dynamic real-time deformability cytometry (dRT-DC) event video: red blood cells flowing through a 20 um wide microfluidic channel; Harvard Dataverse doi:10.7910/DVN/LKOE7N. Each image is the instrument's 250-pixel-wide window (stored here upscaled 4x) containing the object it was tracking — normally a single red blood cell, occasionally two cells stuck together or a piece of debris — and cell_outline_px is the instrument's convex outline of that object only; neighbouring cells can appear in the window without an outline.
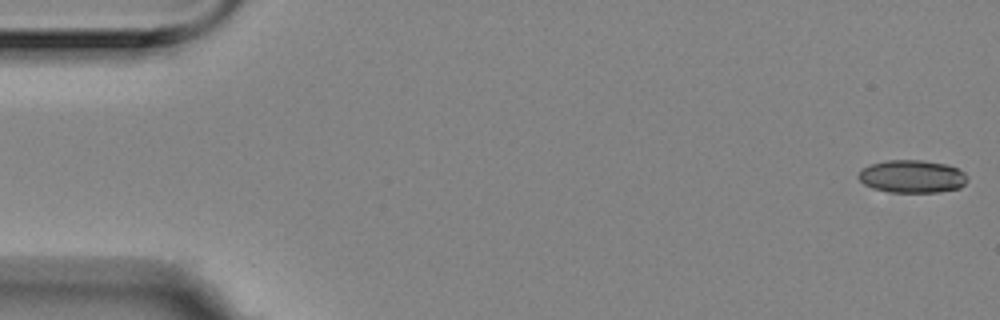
{"species": "Egyptian fruit bat (a non-hibernating species)", "species_latin": "Rousettus aegyptiacus", "temperature_condition": "room temperature", "stored_images_in_passage": 56, "camera_frame_rate_fps": 3000, "um_per_image_px": 0.085, "animal": {"sex": "female"}, "frame": {"image": 1, "passage_image": 1, "time_ms": 0.0, "image_size_px": [1000, 320], "cell_outline_px": [[968, 180], [960, 188], [940, 192], [888, 192], [872, 188], [864, 184], [856, 176], [864, 168], [872, 164], [888, 160], [920, 160], [944, 164], [956, 168], [964, 172], [968, 176]], "centroid_in_image_um": [77.54, 15.01], "position_along_channel_um": 7.5, "area_um2": 20.75}}
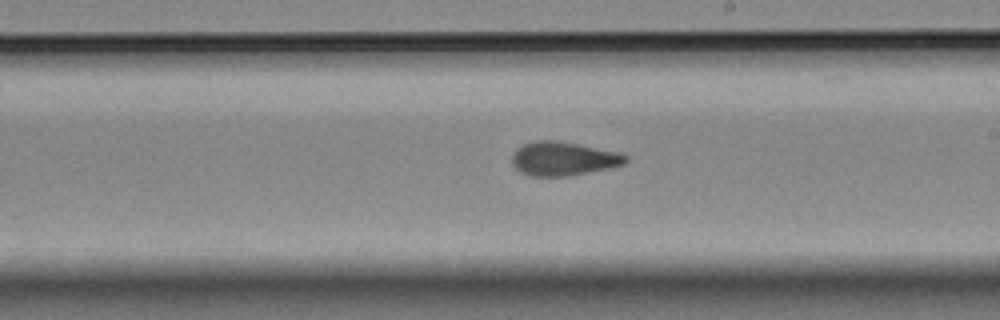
{"frame": {"image": 2, "passage_image": 32, "time_ms": 10.333, "image_size_px": [1000, 320], "cell_outline_px": [[628, 160], [624, 164], [608, 168], [568, 176], [532, 176], [520, 172], [512, 164], [512, 156], [516, 148], [524, 144], [536, 140], [556, 140], [616, 152], [628, 156]], "centroid_in_image_um": [47.84, 13.49], "position_along_channel_um": 241.2, "area_um2": 22.14}}
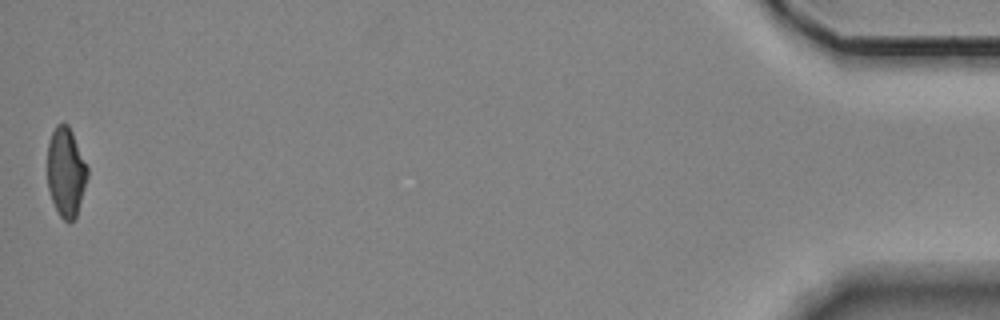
{"frame": {"image": 3, "passage_image": 56, "time_ms": 18.333, "image_size_px": [1000, 320], "cell_outline_px": [[88, 176], [76, 216], [68, 224], [60, 216], [52, 200], [48, 188], [48, 140], [56, 124], [68, 124], [72, 132], [88, 168]], "centroid_in_image_um": [5.6, 14.62], "position_along_channel_um": 429.6, "area_um2": 20.63}, "authors_computed_cell_mechanics": {"area_um2": 22.0796, "velocity_mm_per_s": 3.5294, "shape_relaxation_time_tau1_ms": null, "shape_relaxation_time_tau2_ms": 1.9283, "deformation_change_tau1": null, "deformation_change_tau2": 0.0959}}